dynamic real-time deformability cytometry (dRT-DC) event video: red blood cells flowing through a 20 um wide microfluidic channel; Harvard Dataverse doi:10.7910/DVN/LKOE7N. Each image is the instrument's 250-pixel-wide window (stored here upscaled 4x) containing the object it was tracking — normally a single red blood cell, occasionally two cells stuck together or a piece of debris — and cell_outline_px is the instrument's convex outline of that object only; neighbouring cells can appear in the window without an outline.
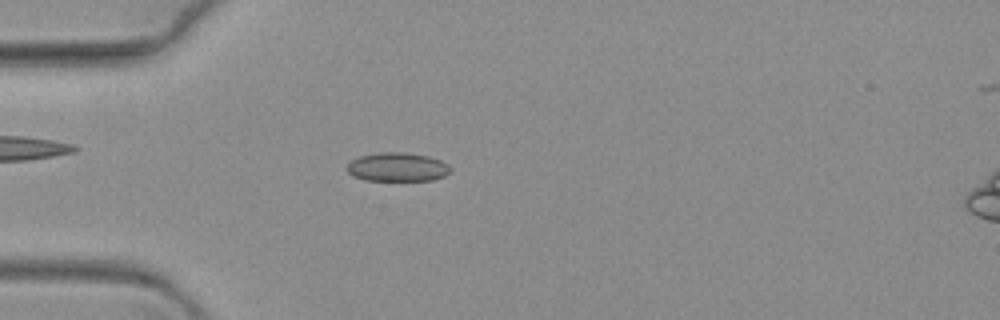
{"species": "common noctule bat (a hibernating species)", "species_latin": "Nyctalus noctula", "temperature_condition": "warm", "stored_images_in_passage": 62, "camera_frame_rate_fps": 3000, "um_per_image_px": 0.085, "animal": {"sex": "female", "body_mass_g": 19.3, "forearm_length_mm": 54.1}, "frame": {"image": 1, "passage_image": 15, "time_ms": 4.667, "image_size_px": [1000, 320], "cell_outline_px": [[452, 168], [444, 176], [432, 180], [364, 180], [352, 176], [344, 168], [352, 160], [360, 156], [376, 152], [408, 152], [428, 156], [440, 160], [448, 164]], "centroid_in_image_um": [33.75, 14.19], "position_along_channel_um": 51.2, "area_um2": 17.51}}
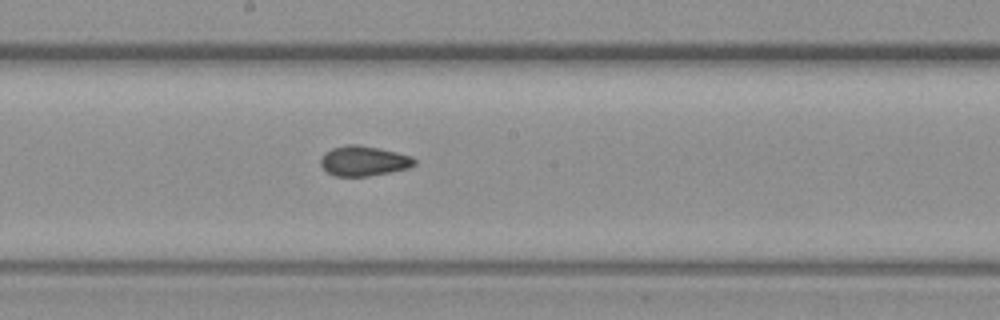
{"frame": {"image": 2, "passage_image": 32, "time_ms": 10.333, "image_size_px": [1000, 320], "cell_outline_px": [[416, 164], [408, 168], [368, 176], [336, 176], [328, 172], [320, 164], [320, 156], [324, 152], [332, 148], [348, 144], [356, 144], [380, 148], [412, 156], [416, 160]], "centroid_in_image_um": [30.9, 13.66], "position_along_channel_um": 217.3, "area_um2": 16.42}}
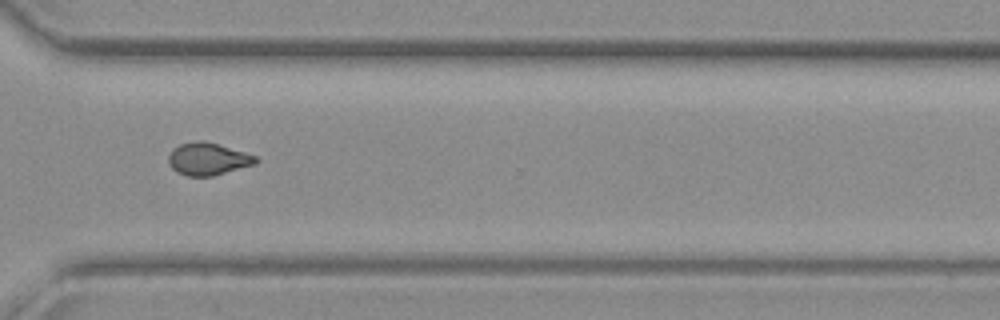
{"frame": {"image": 3, "passage_image": 45, "time_ms": 14.667, "image_size_px": [1000, 320], "cell_outline_px": [[260, 160], [256, 164], [212, 176], [188, 176], [176, 172], [168, 164], [168, 156], [172, 148], [180, 144], [200, 140], [204, 140], [244, 152], [256, 156]], "centroid_in_image_um": [17.66, 13.51], "position_along_channel_um": 352.9, "area_um2": 16.53}}